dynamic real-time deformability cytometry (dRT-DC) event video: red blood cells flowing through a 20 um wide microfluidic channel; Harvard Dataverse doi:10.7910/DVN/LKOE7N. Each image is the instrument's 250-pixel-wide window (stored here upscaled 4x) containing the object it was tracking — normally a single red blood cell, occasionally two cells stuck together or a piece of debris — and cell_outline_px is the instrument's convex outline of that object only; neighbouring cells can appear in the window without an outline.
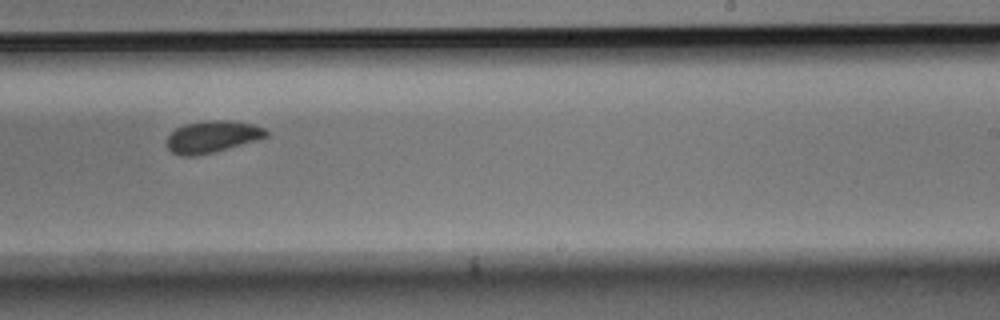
{"species": "Egyptian fruit bat (a non-hibernating species)", "species_latin": "Rousettus aegyptiacus", "temperature_condition": "room temperature", "stored_images_in_passage": 12, "camera_frame_rate_fps": 3000, "um_per_image_px": 0.085, "animal": {"sex": "male"}, "frame": {"image": 1, "passage_image": 6, "time_ms": 1.667, "image_size_px": [1000, 320], "cell_outline_px": [[268, 136], [260, 140], [212, 152], [192, 156], [180, 156], [172, 152], [168, 148], [168, 136], [176, 128], [184, 124], [212, 120], [228, 120], [252, 124], [264, 128], [268, 132]], "centroid_in_image_um": [18.07, 11.62], "position_along_channel_um": 270.9, "area_um2": 18.32}}
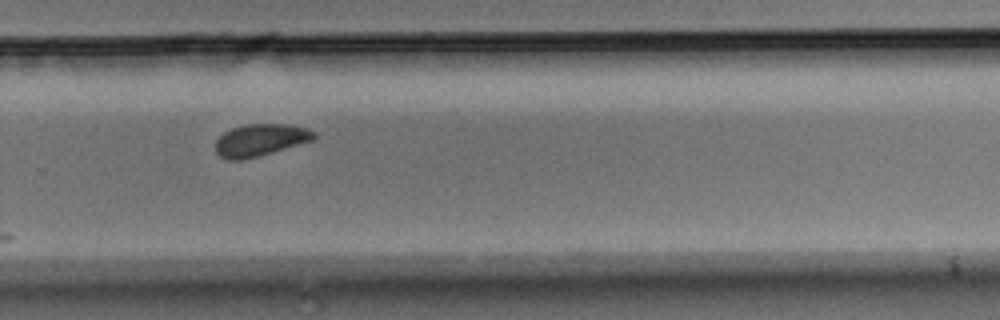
{"frame": {"image": 2, "passage_image": 7, "time_ms": 2.0, "image_size_px": [1000, 320], "cell_outline_px": [[316, 136], [312, 140], [260, 156], [240, 160], [228, 160], [220, 156], [216, 152], [216, 140], [224, 132], [232, 128], [248, 124], [288, 124], [308, 128]], "centroid_in_image_um": [22.1, 11.9], "position_along_channel_um": 307.7, "area_um2": 18.26}}
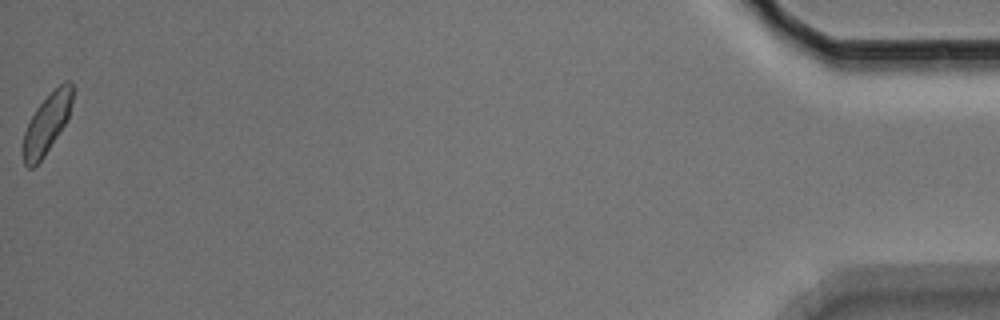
{"frame": {"image": 3, "passage_image": 12, "time_ms": 3.667, "image_size_px": [1000, 320], "cell_outline_px": [[72, 100], [68, 120], [44, 156], [32, 168], [28, 168], [24, 164], [24, 132], [36, 108], [64, 80], [72, 80]], "centroid_in_image_um": [4.01, 10.49], "position_along_channel_um": 431.2, "area_um2": 16.76}}